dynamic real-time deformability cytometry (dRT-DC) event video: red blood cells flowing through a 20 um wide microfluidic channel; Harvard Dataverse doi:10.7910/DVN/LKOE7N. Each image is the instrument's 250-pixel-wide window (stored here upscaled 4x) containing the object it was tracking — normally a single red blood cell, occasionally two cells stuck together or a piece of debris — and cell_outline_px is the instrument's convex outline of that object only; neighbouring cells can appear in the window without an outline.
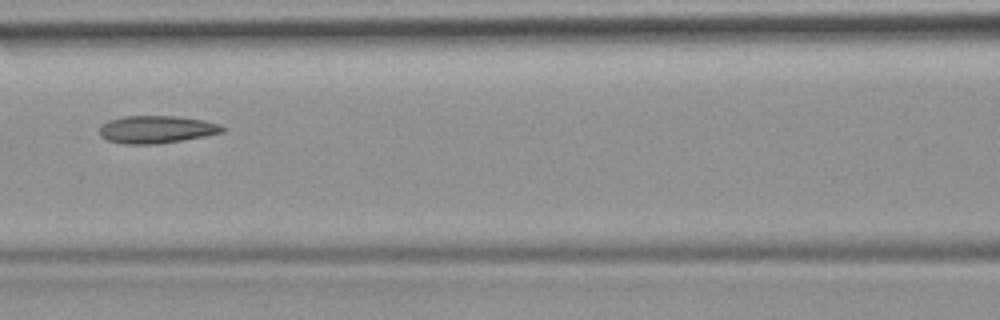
{"species": "common noctule bat (a hibernating species)", "species_latin": "Nyctalus noctula", "temperature_condition": "room temperature", "stored_images_in_passage": 52, "camera_frame_rate_fps": 3000, "um_per_image_px": 0.085, "animal": {"sex": "female", "body_mass_g": 19.9}, "frame": {"image": 1, "passage_image": 23, "time_ms": 7.333, "image_size_px": [1000, 320], "cell_outline_px": [[224, 132], [204, 136], [156, 144], [124, 144], [108, 140], [100, 136], [100, 124], [108, 120], [124, 116], [180, 116], [204, 120], [220, 124], [224, 128]], "centroid_in_image_um": [13.28, 10.99], "position_along_channel_um": 153.3, "area_um2": 19.77}, "authors_computed_cell_mechanics": {"area_um2": 20.4323, "velocity_mm_per_s": 3.8729, "shape_relaxation_time_tau1_ms": null, "shape_relaxation_time_tau2_ms": 3.4521, "deformation_change_tau1": null, "deformation_change_tau2": 0.1148}}